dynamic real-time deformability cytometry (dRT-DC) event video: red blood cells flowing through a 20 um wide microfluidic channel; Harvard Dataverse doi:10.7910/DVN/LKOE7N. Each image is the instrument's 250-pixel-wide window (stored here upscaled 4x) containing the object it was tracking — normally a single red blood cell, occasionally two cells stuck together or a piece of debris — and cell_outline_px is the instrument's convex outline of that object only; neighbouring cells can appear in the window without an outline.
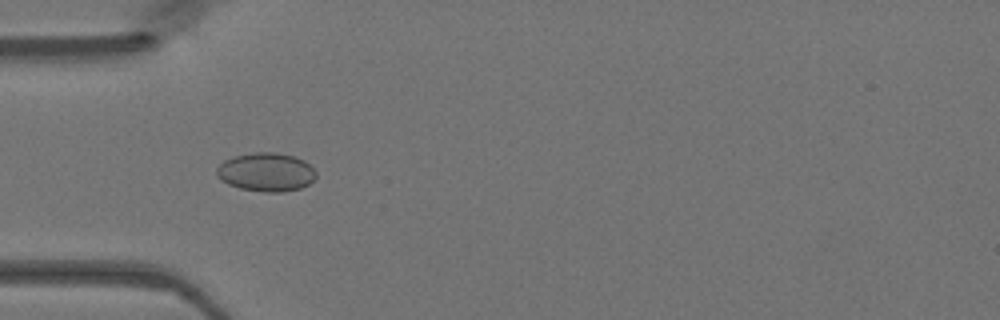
{"species": "Egyptian fruit bat (a non-hibernating species)", "species_latin": "Rousettus aegyptiacus", "temperature_condition": "warm", "stored_images_in_passage": 16, "camera_frame_rate_fps": 3000, "um_per_image_px": 0.085, "animal": {"sex": "female"}, "frame": {"image": 1, "passage_image": 7, "time_ms": 2.0, "image_size_px": [1000, 320], "cell_outline_px": [[316, 176], [308, 184], [300, 188], [280, 192], [264, 192], [240, 188], [228, 184], [220, 180], [216, 176], [216, 168], [224, 160], [236, 156], [252, 152], [276, 152], [296, 156], [304, 160], [316, 172]], "centroid_in_image_um": [22.6, 14.62], "position_along_channel_um": 62.4, "area_um2": 22.43}}
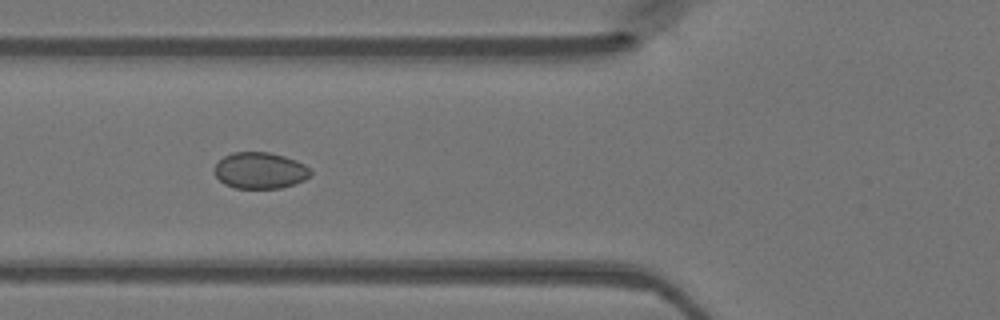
{"frame": {"image": 2, "passage_image": 10, "time_ms": 3.0, "image_size_px": [1000, 320], "cell_outline_px": [[312, 172], [304, 180], [280, 188], [236, 188], [224, 184], [212, 172], [212, 168], [224, 156], [232, 152], [268, 152], [284, 156], [296, 160], [304, 164]], "centroid_in_image_um": [22.06, 14.49], "position_along_channel_um": 103.7, "area_um2": 20.35}}